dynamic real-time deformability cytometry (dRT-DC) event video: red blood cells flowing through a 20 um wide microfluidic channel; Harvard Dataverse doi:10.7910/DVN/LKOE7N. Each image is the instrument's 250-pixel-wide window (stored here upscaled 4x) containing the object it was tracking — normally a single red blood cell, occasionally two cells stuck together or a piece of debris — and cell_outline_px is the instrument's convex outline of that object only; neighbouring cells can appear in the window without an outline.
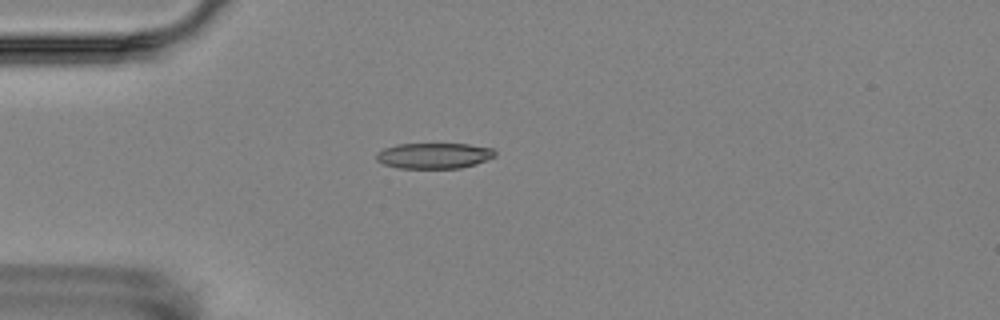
{"species": "Egyptian fruit bat (a non-hibernating species)", "species_latin": "Rousettus aegyptiacus", "temperature_condition": "room temperature", "stored_images_in_passage": 2, "camera_frame_rate_fps": 3000, "um_per_image_px": 0.085, "animal": {"sex": "female"}, "frame": {"image": 1, "passage_image": 2, "time_ms": 1.0, "image_size_px": [1000, 320], "cell_outline_px": [[496, 156], [476, 164], [460, 168], [396, 168], [384, 164], [376, 160], [376, 156], [384, 148], [396, 144], [468, 144], [492, 148], [496, 152]], "centroid_in_image_um": [36.91, 13.23], "position_along_channel_um": 48.1, "area_um2": 17.74}}